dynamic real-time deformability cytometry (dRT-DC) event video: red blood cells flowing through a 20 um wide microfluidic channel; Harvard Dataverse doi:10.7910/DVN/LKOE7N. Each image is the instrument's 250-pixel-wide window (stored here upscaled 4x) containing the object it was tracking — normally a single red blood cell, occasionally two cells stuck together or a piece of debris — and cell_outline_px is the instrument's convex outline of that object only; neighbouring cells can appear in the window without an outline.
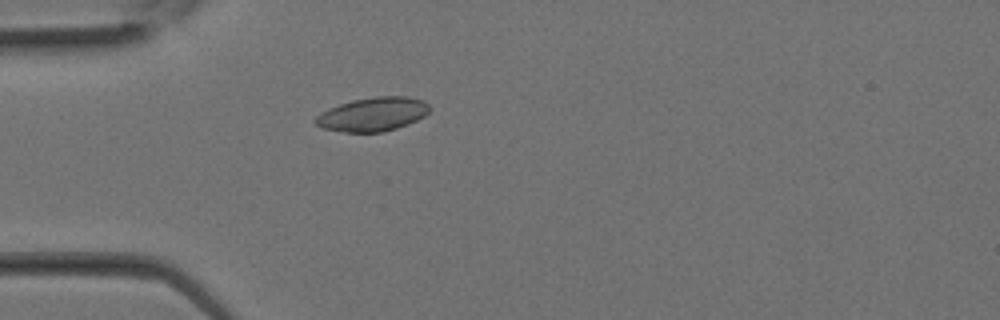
{"species": "Egyptian fruit bat (a non-hibernating species)", "species_latin": "Rousettus aegyptiacus", "temperature_condition": "room temperature", "stored_images_in_passage": 4, "camera_frame_rate_fps": 3000, "um_per_image_px": 0.085, "animal": {"sex": "female"}, "frame": {"image": 1, "passage_image": 1, "time_ms": 0.0, "image_size_px": [1000, 320], "cell_outline_px": [[432, 108], [424, 116], [408, 124], [384, 132], [344, 132], [324, 128], [316, 124], [312, 120], [320, 112], [328, 108], [352, 100], [376, 96], [408, 96], [424, 100]], "centroid_in_image_um": [31.69, 9.7], "position_along_channel_um": 53.3, "area_um2": 22.66}}
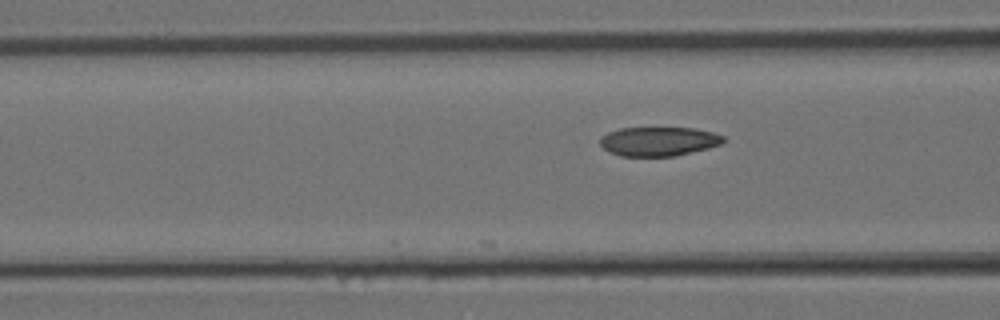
{"frame": {"image": 2, "passage_image": 4, "time_ms": 1.0, "image_size_px": [1000, 320], "cell_outline_px": [[728, 140], [720, 144], [708, 148], [676, 156], [620, 156], [604, 148], [600, 144], [600, 136], [608, 132], [620, 128], [696, 128], [712, 132], [724, 136]], "centroid_in_image_um": [56.01, 12.01], "position_along_channel_um": 110.6, "area_um2": 20.98}}